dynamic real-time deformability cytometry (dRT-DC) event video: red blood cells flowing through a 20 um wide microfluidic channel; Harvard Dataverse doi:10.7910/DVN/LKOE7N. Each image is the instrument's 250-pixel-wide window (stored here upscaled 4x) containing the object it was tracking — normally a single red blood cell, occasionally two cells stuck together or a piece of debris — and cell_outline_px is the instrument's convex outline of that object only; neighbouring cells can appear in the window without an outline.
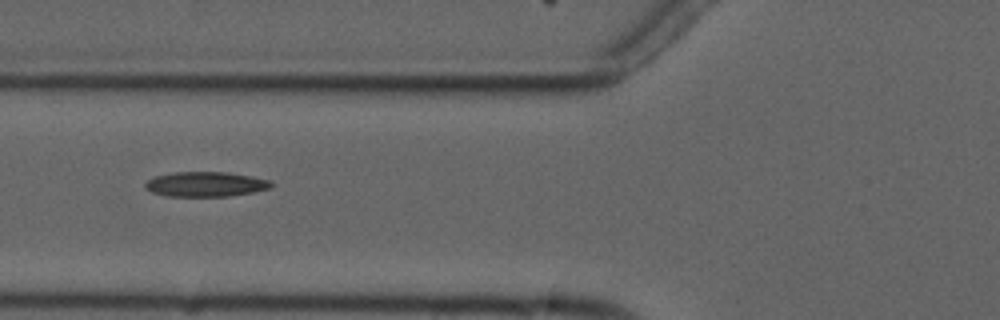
{"species": "common noctule bat (a hibernating species)", "species_latin": "Nyctalus noctula", "temperature_condition": "cold", "stored_images_in_passage": 8, "camera_frame_rate_fps": 3000, "um_per_image_px": 0.085, "animal": {"sex": "male", "forearm_length_mm": 52.5}, "frame": {"image": 1, "passage_image": 3, "time_ms": 2.333, "image_size_px": [1000, 320], "cell_outline_px": [[276, 184], [272, 188], [252, 192], [228, 196], [164, 196], [152, 192], [144, 184], [148, 180], [156, 176], [176, 172], [228, 172], [272, 180]], "centroid_in_image_um": [17.55, 15.66], "position_along_channel_um": 108.2, "area_um2": 18.26}}
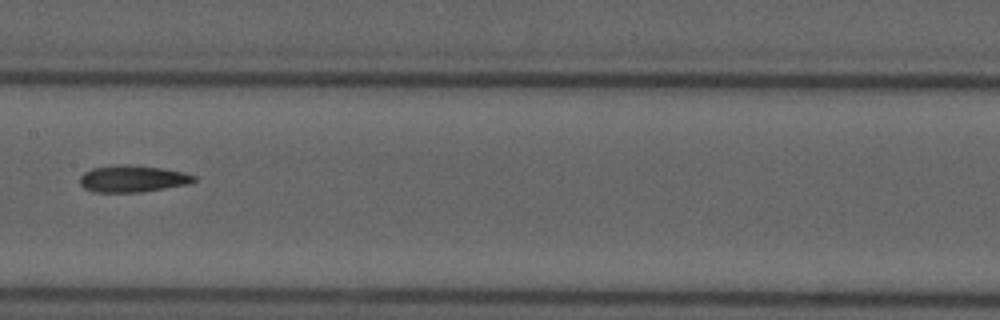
{"frame": {"image": 2, "passage_image": 5, "time_ms": 4.667, "image_size_px": [1000, 320], "cell_outline_px": [[196, 180], [188, 184], [140, 192], [92, 192], [84, 188], [80, 184], [80, 176], [84, 172], [92, 168], [120, 164], [124, 164], [160, 168], [184, 172], [196, 176]], "centroid_in_image_um": [11.24, 15.19], "position_along_channel_um": 196.2, "area_um2": 17.74}}
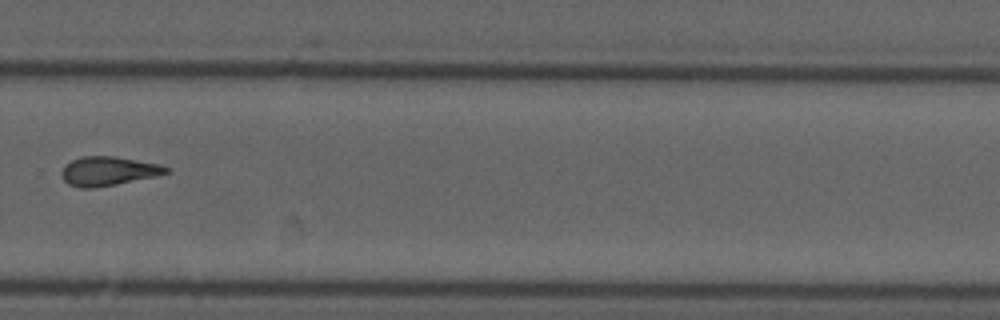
{"frame": {"image": 3, "passage_image": 8, "time_ms": 8.0, "image_size_px": [1000, 320], "cell_outline_px": [[172, 172], [156, 176], [116, 184], [92, 188], [80, 188], [68, 184], [64, 180], [60, 172], [64, 164], [80, 156], [112, 156], [160, 164], [168, 168]], "centroid_in_image_um": [9.18, 14.54], "position_along_channel_um": 320.6, "area_um2": 17.74}}